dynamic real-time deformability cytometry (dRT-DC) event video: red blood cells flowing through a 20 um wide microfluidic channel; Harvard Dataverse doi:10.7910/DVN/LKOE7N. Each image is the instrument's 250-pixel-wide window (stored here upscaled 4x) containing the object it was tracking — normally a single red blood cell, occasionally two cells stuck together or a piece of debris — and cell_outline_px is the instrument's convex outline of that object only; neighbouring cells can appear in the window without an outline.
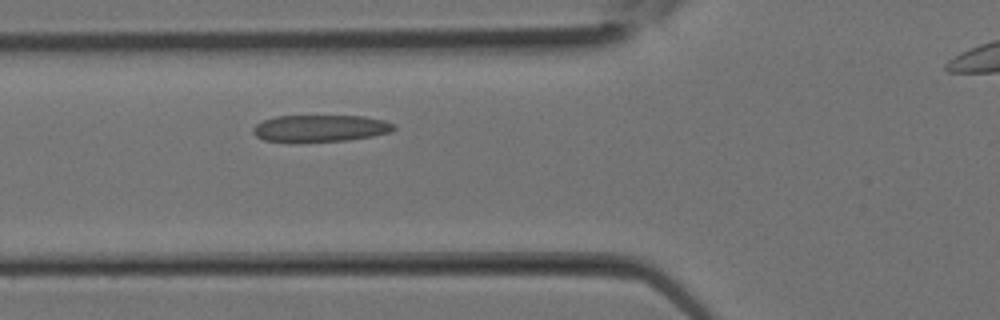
{"species": "Egyptian fruit bat (a non-hibernating species)", "species_latin": "Rousettus aegyptiacus", "temperature_condition": "room temperature", "stored_images_in_passage": 2, "camera_frame_rate_fps": 3000, "um_per_image_px": 0.085, "animal": {"sex": "female"}, "frame": {"image": 1, "passage_image": 2, "time_ms": 0.333, "image_size_px": [1000, 320], "cell_outline_px": [[396, 128], [388, 132], [372, 136], [348, 140], [264, 140], [256, 136], [252, 132], [252, 128], [256, 124], [264, 120], [276, 116], [364, 116], [384, 120], [396, 124]], "centroid_in_image_um": [27.26, 10.87], "position_along_channel_um": 98.5, "area_um2": 21.44}}